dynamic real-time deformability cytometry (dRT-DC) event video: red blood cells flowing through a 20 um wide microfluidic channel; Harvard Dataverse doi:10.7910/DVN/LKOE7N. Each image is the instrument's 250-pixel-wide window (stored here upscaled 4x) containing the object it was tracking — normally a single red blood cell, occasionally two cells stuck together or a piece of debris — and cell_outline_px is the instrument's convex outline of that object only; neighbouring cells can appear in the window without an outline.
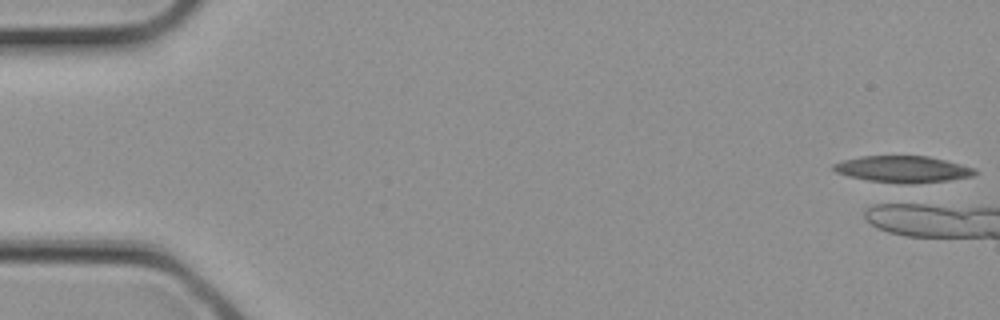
{"species": "common noctule bat (a hibernating species)", "species_latin": "Nyctalus noctula", "temperature_condition": "cold", "stored_images_in_passage": 5, "camera_frame_rate_fps": 3000, "um_per_image_px": 0.085, "animal": {"sex": "female", "body_mass_g": 21.9}, "frame": {"image": 1, "passage_image": 1, "time_ms": 0.0, "image_size_px": [1000, 320], "cell_outline_px": [[980, 172], [976, 176], [948, 180], [912, 184], [900, 184], [868, 180], [848, 176], [836, 172], [832, 168], [832, 164], [844, 160], [860, 156], [928, 156], [976, 168]], "centroid_in_image_um": [76.78, 14.39], "position_along_channel_um": 8.2, "area_um2": 22.08}}